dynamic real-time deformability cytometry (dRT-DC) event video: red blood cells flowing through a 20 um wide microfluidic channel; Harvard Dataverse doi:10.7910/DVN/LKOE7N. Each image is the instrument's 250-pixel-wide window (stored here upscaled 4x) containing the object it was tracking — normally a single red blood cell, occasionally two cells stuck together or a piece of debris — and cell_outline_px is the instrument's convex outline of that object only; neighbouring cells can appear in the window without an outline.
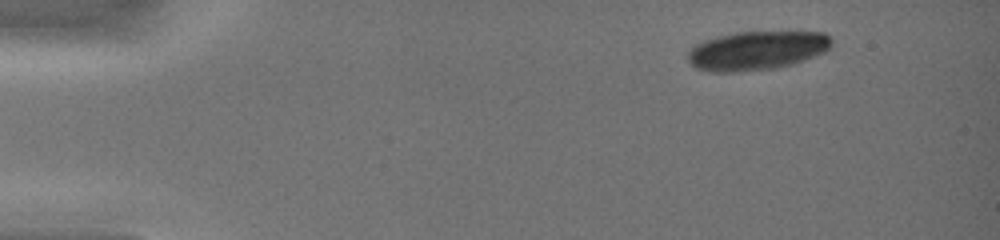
{"species": "common noctule bat (a hibernating species)", "species_latin": "Nyctalus noctula", "temperature_condition": "warm", "stored_images_in_passage": 35, "segment_of_instrument_passage": [1, 2], "camera_frame_rate_fps": 3000, "um_per_image_px": 0.085, "animal": {"sex": "female", "body_mass_g": 19.0, "forearm_length_mm": 51.5}, "frame": {"image": 1, "passage_image": 1, "time_ms": 0.0, "image_size_px": [1000, 240], "cell_outline_px": [[832, 44], [824, 52], [804, 60], [792, 64], [776, 68], [736, 72], [708, 72], [696, 68], [688, 60], [688, 52], [696, 44], [704, 40], [736, 32], [824, 32], [832, 40]], "centroid_in_image_um": [64.32, 4.3], "position_along_channel_um": 20.7, "area_um2": 32.48}}